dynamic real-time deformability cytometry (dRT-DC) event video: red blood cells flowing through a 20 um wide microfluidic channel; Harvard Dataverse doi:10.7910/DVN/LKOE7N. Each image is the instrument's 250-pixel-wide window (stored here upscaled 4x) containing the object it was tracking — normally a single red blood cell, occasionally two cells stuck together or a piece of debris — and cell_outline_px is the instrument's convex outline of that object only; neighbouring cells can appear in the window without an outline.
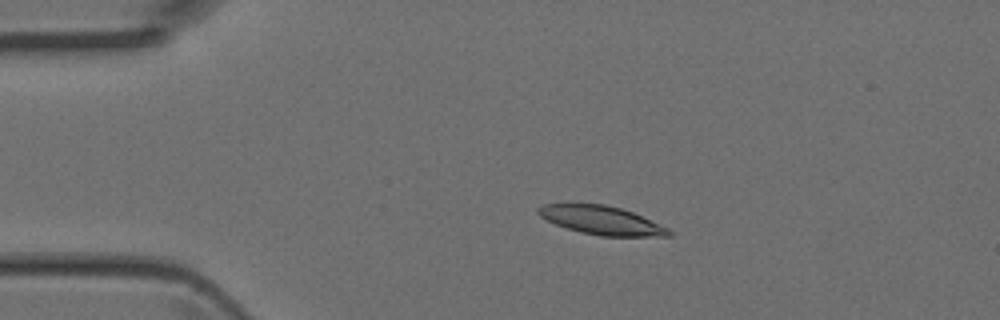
{"species": "Egyptian fruit bat (a non-hibernating species)", "species_latin": "Rousettus aegyptiacus", "temperature_condition": "room temperature", "stored_images_in_passage": 3, "camera_frame_rate_fps": 3000, "um_per_image_px": 0.085, "animal": {"sex": "female"}, "frame": {"image": 1, "passage_image": 2, "time_ms": 0.333, "image_size_px": [1000, 320], "cell_outline_px": [[672, 236], [600, 236], [580, 232], [556, 224], [540, 216], [536, 212], [536, 208], [544, 204], [568, 200], [604, 204], [620, 208], [632, 212], [668, 228], [672, 232]], "centroid_in_image_um": [51.02, 18.67], "position_along_channel_um": 34.0, "area_um2": 22.37}}